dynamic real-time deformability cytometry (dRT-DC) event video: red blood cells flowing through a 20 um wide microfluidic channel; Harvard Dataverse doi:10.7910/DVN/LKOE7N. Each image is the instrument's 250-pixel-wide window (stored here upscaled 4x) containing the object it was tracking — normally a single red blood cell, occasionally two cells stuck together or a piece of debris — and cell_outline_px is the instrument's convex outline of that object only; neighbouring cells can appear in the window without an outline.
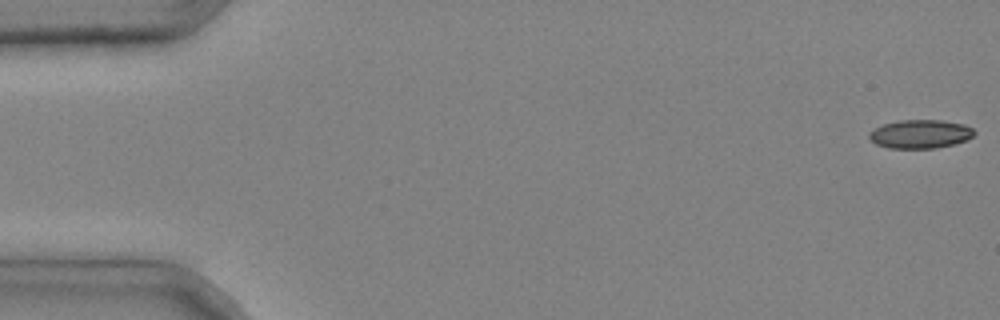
{"species": "common noctule bat (a hibernating species)", "species_latin": "Nyctalus noctula", "temperature_condition": "cold", "stored_images_in_passage": 5, "segment_of_instrument_passage": [1, 2], "camera_frame_rate_fps": 3000, "um_per_image_px": 0.085, "animal": {"sex": "male", "body_mass_g": 20.4}, "frame": {"image": 1, "passage_image": 1, "time_ms": 0.0, "image_size_px": [1000, 320], "cell_outline_px": [[976, 132], [968, 140], [956, 144], [936, 148], [888, 148], [876, 144], [868, 136], [868, 132], [884, 124], [900, 120], [940, 120], [964, 124], [972, 128]], "centroid_in_image_um": [78.25, 11.4], "position_along_channel_um": 6.8, "area_um2": 17.57}}
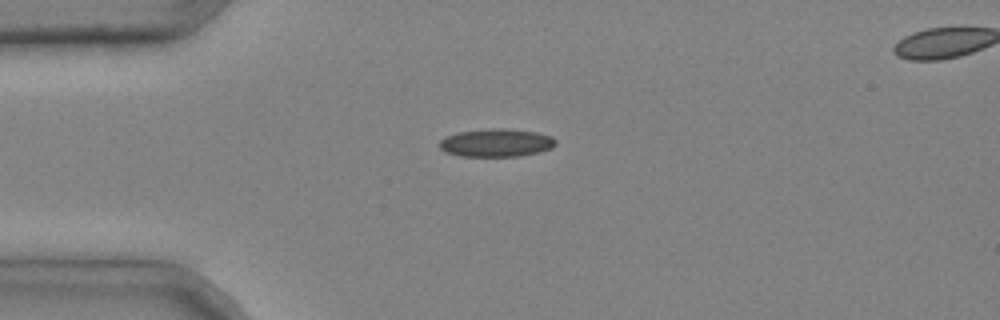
{"frame": {"image": 2, "passage_image": 4, "time_ms": 1.0, "image_size_px": [1000, 320], "cell_outline_px": [[556, 144], [552, 148], [540, 152], [520, 156], [460, 156], [444, 152], [436, 144], [444, 136], [456, 132], [492, 128], [500, 128], [536, 132], [552, 136], [556, 140]], "centroid_in_image_um": [42.14, 12.14], "position_along_channel_um": 42.9, "area_um2": 19.25}}